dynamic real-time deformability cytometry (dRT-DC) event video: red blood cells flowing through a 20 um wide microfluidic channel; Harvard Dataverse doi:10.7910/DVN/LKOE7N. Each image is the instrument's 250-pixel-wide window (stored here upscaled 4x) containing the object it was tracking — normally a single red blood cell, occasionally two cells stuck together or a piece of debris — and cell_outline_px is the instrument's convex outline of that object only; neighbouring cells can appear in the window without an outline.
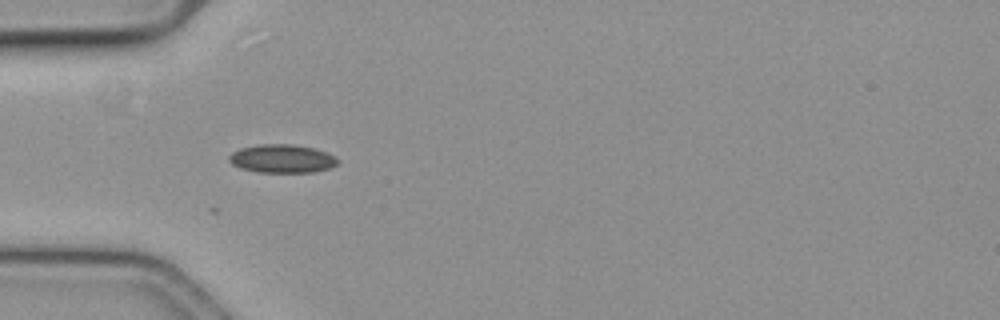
{"species": "common noctule bat (a hibernating species)", "species_latin": "Nyctalus noctula", "temperature_condition": "cold", "stored_images_in_passage": 23, "camera_frame_rate_fps": 3000, "um_per_image_px": 0.085, "animal": {"sex": "female", "body_mass_g": 19.3, "forearm_length_mm": 54.1}, "frame": {"image": 1, "passage_image": 1, "time_ms": 0.0, "image_size_px": [1000, 320], "cell_outline_px": [[340, 160], [336, 164], [328, 168], [312, 172], [256, 172], [240, 168], [232, 164], [228, 160], [228, 156], [232, 152], [240, 148], [260, 144], [292, 144], [312, 148], [324, 152]], "centroid_in_image_um": [23.91, 13.49], "position_along_channel_um": 61.1, "area_um2": 17.8}}
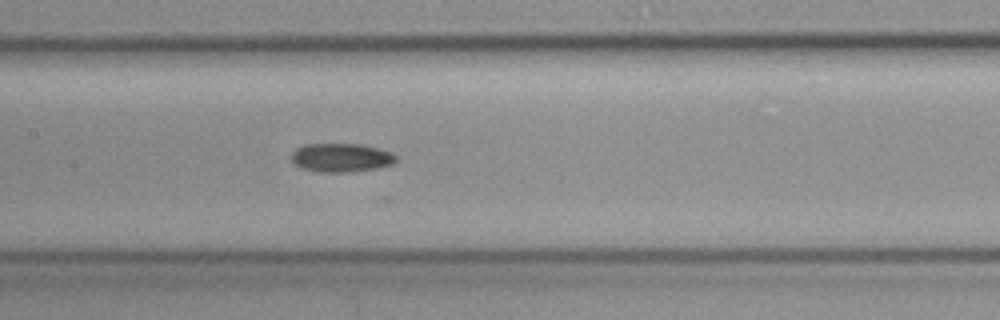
{"frame": {"image": 2, "passage_image": 11, "time_ms": 3.333, "image_size_px": [1000, 320], "cell_outline_px": [[396, 160], [392, 164], [376, 168], [348, 172], [320, 172], [300, 168], [292, 160], [292, 152], [296, 148], [304, 144], [360, 144], [376, 148], [388, 152], [396, 156]], "centroid_in_image_um": [28.95, 13.4], "position_along_channel_um": 178.4, "area_um2": 17.28}}
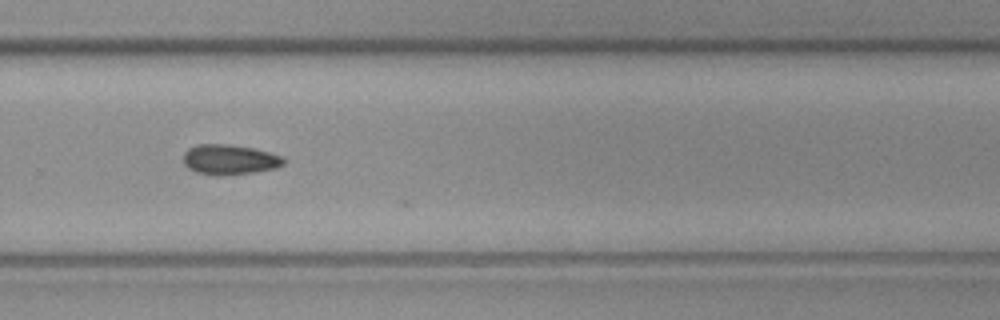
{"frame": {"image": 3, "passage_image": 22, "time_ms": 7.0, "image_size_px": [1000, 320], "cell_outline_px": [[284, 164], [276, 168], [252, 172], [220, 176], [216, 176], [196, 172], [188, 168], [184, 164], [184, 152], [188, 148], [196, 144], [228, 144], [252, 148], [284, 156]], "centroid_in_image_um": [19.49, 13.56], "position_along_channel_um": 310.3, "area_um2": 17.63}}